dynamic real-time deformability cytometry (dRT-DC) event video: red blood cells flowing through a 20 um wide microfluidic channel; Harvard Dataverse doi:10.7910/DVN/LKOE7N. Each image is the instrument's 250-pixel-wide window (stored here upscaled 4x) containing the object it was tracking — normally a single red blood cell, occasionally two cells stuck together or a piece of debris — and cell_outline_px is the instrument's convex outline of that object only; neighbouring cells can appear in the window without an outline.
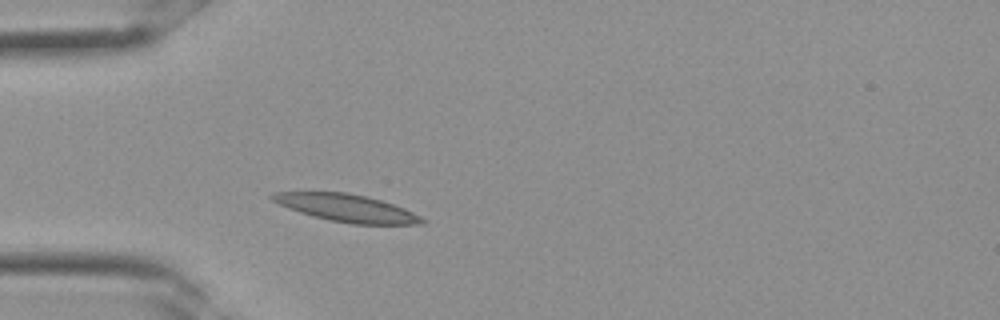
{"species": "Egyptian fruit bat (a non-hibernating species)", "species_latin": "Rousettus aegyptiacus", "temperature_condition": "room temperature", "stored_images_in_passage": 25, "camera_frame_rate_fps": 3000, "um_per_image_px": 0.085, "frame": {"image": 1, "passage_image": 1, "time_ms": 0.0, "image_size_px": [1000, 320], "cell_outline_px": [[428, 220], [424, 224], [352, 224], [328, 220], [312, 216], [288, 208], [272, 200], [268, 196], [272, 192], [348, 192], [380, 200], [404, 208]], "centroid_in_image_um": [29.46, 17.68], "position_along_channel_um": 55.5, "area_um2": 23.87}}
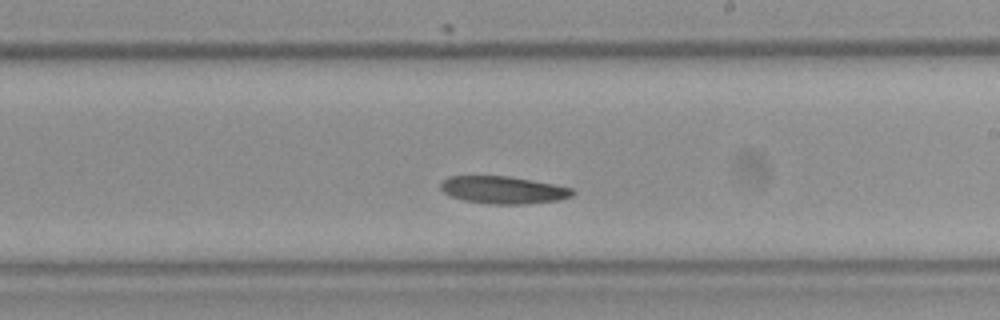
{"frame": {"image": 2, "passage_image": 11, "time_ms": 3.333, "image_size_px": [1000, 320], "cell_outline_px": [[576, 192], [572, 196], [560, 200], [524, 204], [488, 204], [464, 200], [448, 196], [440, 188], [440, 184], [448, 176], [508, 176], [532, 180], [572, 188]], "centroid_in_image_um": [42.77, 16.15], "position_along_channel_um": 246.2, "area_um2": 21.15}}
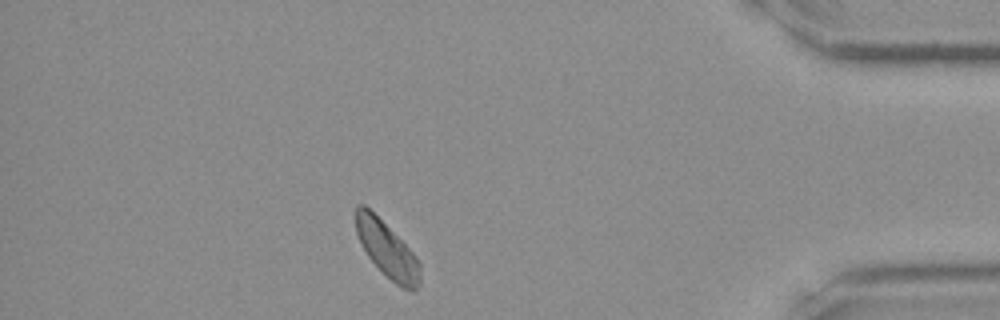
{"frame": {"image": 3, "passage_image": 21, "time_ms": 6.667, "image_size_px": [1000, 320], "cell_outline_px": [[420, 284], [412, 292], [400, 288], [368, 256], [360, 244], [356, 232], [356, 204], [364, 204], [412, 252], [420, 264]], "centroid_in_image_um": [32.9, 21.25], "position_along_channel_um": 402.3, "area_um2": 20.23}}